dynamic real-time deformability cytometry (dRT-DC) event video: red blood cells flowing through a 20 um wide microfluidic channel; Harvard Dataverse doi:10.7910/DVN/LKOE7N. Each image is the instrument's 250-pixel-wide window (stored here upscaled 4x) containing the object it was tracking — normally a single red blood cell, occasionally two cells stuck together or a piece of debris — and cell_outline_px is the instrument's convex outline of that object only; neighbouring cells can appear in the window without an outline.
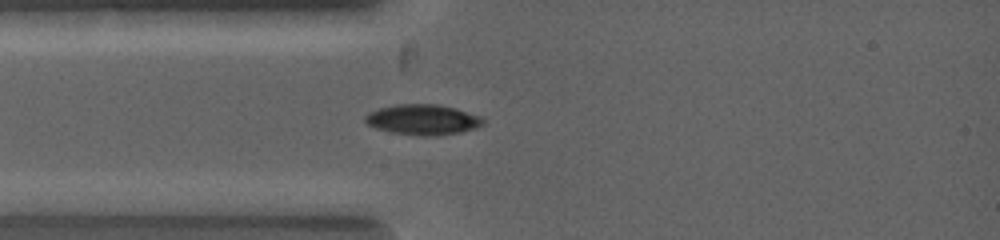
{"species": "common noctule bat (a hibernating species)", "species_latin": "Nyctalus noctula", "temperature_condition": "warm", "stored_images_in_passage": 3, "camera_frame_rate_fps": 5000, "um_per_image_px": 0.085, "animal": {"sex": "female", "body_mass_g": 19.0, "forearm_length_mm": 53.3}, "frame": {"image": 1, "passage_image": 3, "time_ms": 1.4, "image_size_px": [1000, 240], "cell_outline_px": [[484, 124], [476, 128], [460, 132], [436, 136], [420, 136], [392, 132], [376, 128], [368, 124], [364, 120], [364, 116], [368, 112], [380, 108], [400, 104], [436, 104], [456, 108], [480, 116], [484, 120]], "centroid_in_image_um": [35.95, 10.17], "position_along_channel_um": 49.1, "area_um2": 20.87}}